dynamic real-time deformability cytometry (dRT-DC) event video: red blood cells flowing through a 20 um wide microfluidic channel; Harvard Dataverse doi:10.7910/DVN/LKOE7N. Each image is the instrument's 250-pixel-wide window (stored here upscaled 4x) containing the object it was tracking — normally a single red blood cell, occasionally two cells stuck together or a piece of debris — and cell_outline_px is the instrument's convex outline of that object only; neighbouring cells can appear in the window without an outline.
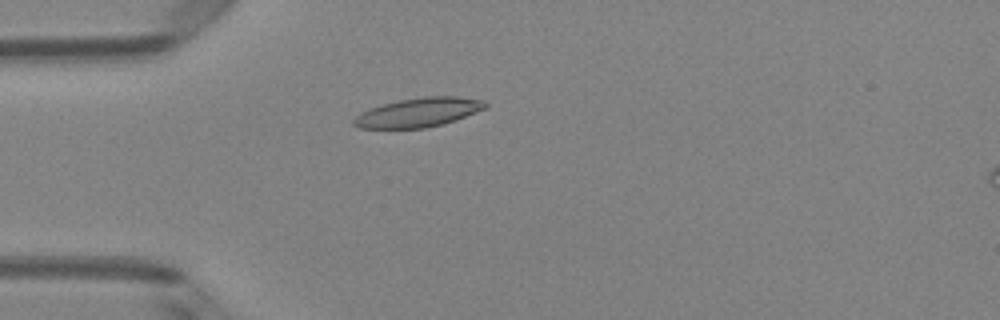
{"species": "Egyptian fruit bat (a non-hibernating species)", "species_latin": "Rousettus aegyptiacus", "temperature_condition": "room temperature", "stored_images_in_passage": 50, "camera_frame_rate_fps": 3000, "um_per_image_px": 0.085, "animal": {"sex": "female"}, "frame": {"image": 1, "passage_image": 14, "time_ms": 4.333, "image_size_px": [1000, 320], "cell_outline_px": [[488, 104], [484, 108], [456, 120], [444, 124], [424, 128], [360, 128], [352, 124], [352, 120], [360, 112], [384, 104], [400, 100], [424, 96], [456, 96], [484, 100]], "centroid_in_image_um": [35.57, 9.56], "position_along_channel_um": 49.4, "area_um2": 22.2}}
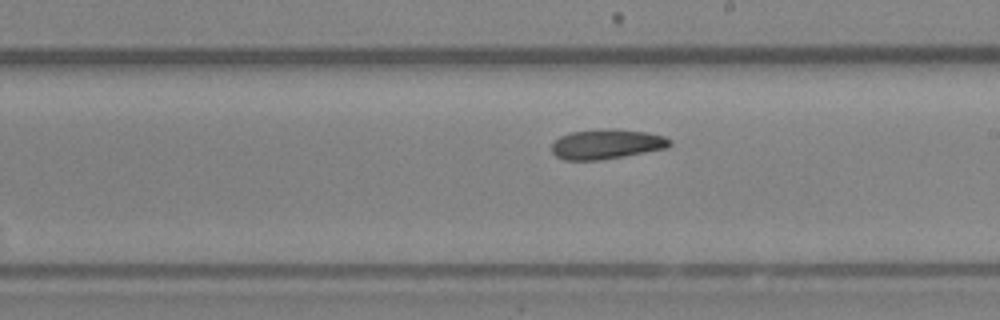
{"frame": {"image": 2, "passage_image": 29, "time_ms": 9.333, "image_size_px": [1000, 320], "cell_outline_px": [[672, 144], [668, 148], [624, 156], [600, 160], [564, 160], [556, 156], [552, 152], [552, 144], [560, 136], [568, 132], [600, 128], [644, 132], [664, 136], [672, 140]], "centroid_in_image_um": [51.55, 12.25], "position_along_channel_um": 237.5, "area_um2": 20.58}}
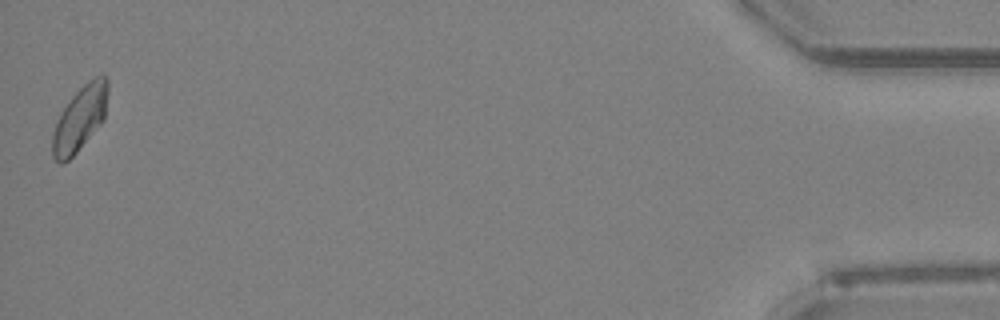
{"frame": {"image": 3, "passage_image": 50, "time_ms": 16.333, "image_size_px": [1000, 320], "cell_outline_px": [[108, 92], [104, 120], [76, 152], [64, 164], [60, 164], [52, 156], [52, 132], [64, 108], [72, 96], [92, 76], [104, 72], [108, 76]], "centroid_in_image_um": [6.82, 10.02], "position_along_channel_um": 428.4, "area_um2": 20.98}, "authors_computed_cell_mechanics": {"area_um2": 20.9236, "velocity_mm_per_s": 4.0394, "shape_relaxation_time_tau1_ms": 4.1846, "shape_relaxation_time_tau2_ms": 3.1517, "deformation_change_tau1": 0.1179, "deformation_change_tau2": 0.0934}}